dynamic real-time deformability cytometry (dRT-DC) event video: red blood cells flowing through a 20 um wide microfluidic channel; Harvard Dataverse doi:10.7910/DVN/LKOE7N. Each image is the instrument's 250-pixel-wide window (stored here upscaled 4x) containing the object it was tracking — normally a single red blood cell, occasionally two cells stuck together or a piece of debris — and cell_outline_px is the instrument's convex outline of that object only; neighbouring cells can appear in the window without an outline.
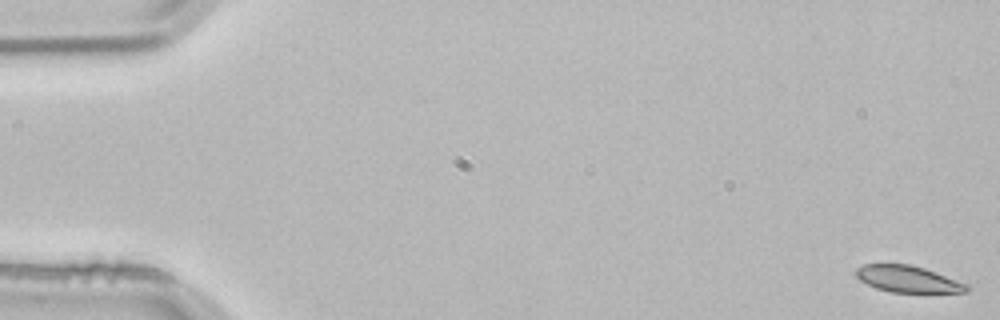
{"species": "common noctule bat (a hibernating species)", "species_latin": "Nyctalus noctula", "temperature_condition": "room temperature", "stored_images_in_passage": 4, "camera_frame_rate_fps": 3000, "um_per_image_px": 0.085, "animal": {"sex": "male", "body_mass_g": 21.5, "forearm_length_mm": 52.0}, "frame": {"image": 1, "passage_image": 1, "time_ms": 0.0, "image_size_px": [1000, 320], "cell_outline_px": [[968, 292], [892, 292], [876, 288], [860, 280], [856, 276], [856, 268], [864, 264], [908, 264], [924, 268], [936, 272], [968, 284]], "centroid_in_image_um": [77.16, 23.71], "position_along_channel_um": 7.8, "area_um2": 16.99}}
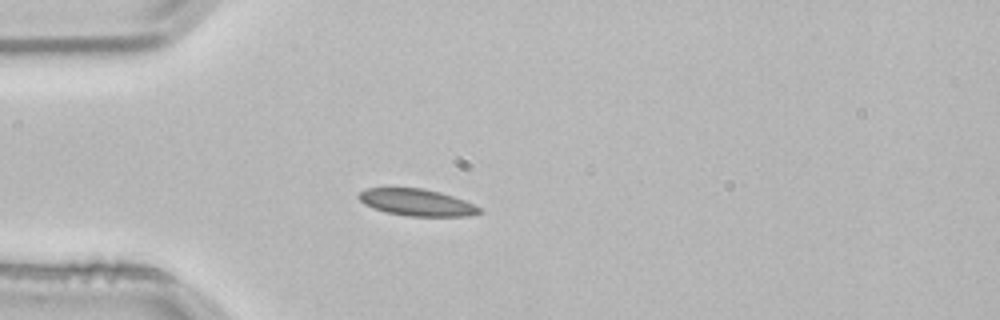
{"frame": {"image": 2, "passage_image": 4, "time_ms": 1.0, "image_size_px": [1000, 320], "cell_outline_px": [[484, 212], [468, 216], [408, 216], [384, 212], [372, 208], [364, 204], [356, 196], [360, 192], [368, 188], [424, 188], [440, 192], [464, 200], [480, 208]], "centroid_in_image_um": [35.4, 17.21], "position_along_channel_um": 49.6, "area_um2": 18.9}}